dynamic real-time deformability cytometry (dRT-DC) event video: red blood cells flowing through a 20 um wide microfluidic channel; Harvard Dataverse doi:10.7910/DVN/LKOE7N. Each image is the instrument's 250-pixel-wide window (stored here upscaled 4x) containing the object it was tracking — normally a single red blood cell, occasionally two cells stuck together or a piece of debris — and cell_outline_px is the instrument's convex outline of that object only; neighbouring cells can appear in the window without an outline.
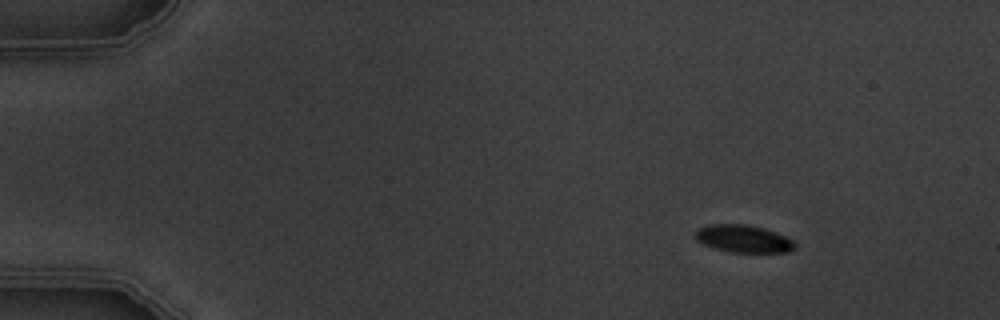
{"species": "common noctule bat (a hibernating species)", "species_latin": "Nyctalus noctula", "temperature_condition": "warm", "stored_images_in_passage": 4, "camera_frame_rate_fps": 3000, "um_per_image_px": 0.085, "animal": {"sex": "male", "body_mass_g": 19.5, "forearm_length_mm": 54.6}, "frame": {"image": 1, "passage_image": 2, "time_ms": 1.333, "image_size_px": [1000, 320], "cell_outline_px": [[796, 248], [788, 252], [728, 252], [704, 244], [696, 240], [696, 232], [700, 228], [708, 224], [748, 224], [764, 228], [776, 232], [792, 240], [796, 244]], "centroid_in_image_um": [63.21, 20.29], "position_along_channel_um": 21.8, "area_um2": 15.9}}